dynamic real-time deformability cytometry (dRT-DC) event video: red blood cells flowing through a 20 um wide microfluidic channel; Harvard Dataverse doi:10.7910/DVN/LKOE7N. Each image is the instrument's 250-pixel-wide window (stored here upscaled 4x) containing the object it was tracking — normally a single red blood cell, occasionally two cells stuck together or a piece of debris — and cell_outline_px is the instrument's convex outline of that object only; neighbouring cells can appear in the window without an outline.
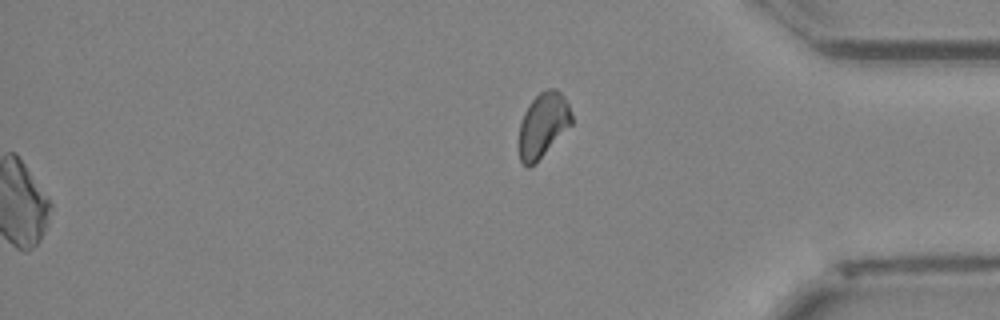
{"species": "Egyptian fruit bat (a non-hibernating species)", "species_latin": "Rousettus aegyptiacus", "temperature_condition": "cold", "stored_images_in_passage": 40, "segment_of_instrument_passage": [2, 2], "camera_frame_rate_fps": 3000, "um_per_image_px": 0.085, "animal": {"sex": "female"}, "frame": {"image": 1, "passage_image": 40, "time_ms": 13.0, "image_size_px": [1000, 320], "cell_outline_px": [[572, 124], [536, 164], [528, 168], [520, 160], [520, 124], [524, 112], [532, 100], [540, 92], [548, 88], [556, 88], [564, 96], [572, 112]], "centroid_in_image_um": [46.18, 10.63], "position_along_channel_um": 389.0, "area_um2": 19.83}}